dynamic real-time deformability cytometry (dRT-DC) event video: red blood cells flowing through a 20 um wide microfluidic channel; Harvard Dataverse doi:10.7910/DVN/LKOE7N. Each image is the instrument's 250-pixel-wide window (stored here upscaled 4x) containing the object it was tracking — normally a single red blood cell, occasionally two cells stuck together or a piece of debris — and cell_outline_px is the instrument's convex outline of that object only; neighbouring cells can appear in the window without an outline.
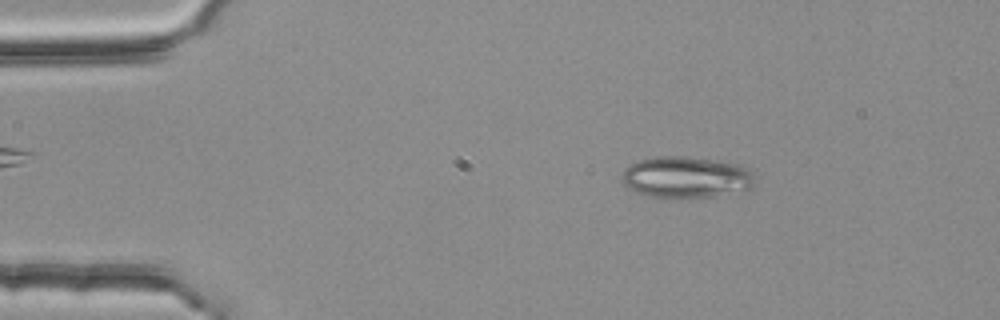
{"species": "common noctule bat (a hibernating species)", "species_latin": "Nyctalus noctula", "temperature_condition": "room temperature", "stored_images_in_passage": 53, "camera_frame_rate_fps": 3000, "um_per_image_px": 0.085, "animal": {"sex": "female", "body_mass_g": 25.1}, "frame": {"image": 1, "passage_image": 8, "time_ms": 2.333, "image_size_px": [1000, 320], "cell_outline_px": [[752, 184], [748, 188], [716, 196], [668, 200], [648, 196], [632, 192], [620, 180], [620, 176], [624, 168], [628, 164], [640, 160], [656, 156], [684, 156], [740, 164], [748, 168], [752, 172]], "centroid_in_image_um": [58.2, 15.09], "position_along_channel_um": 26.8, "area_um2": 32.71}}
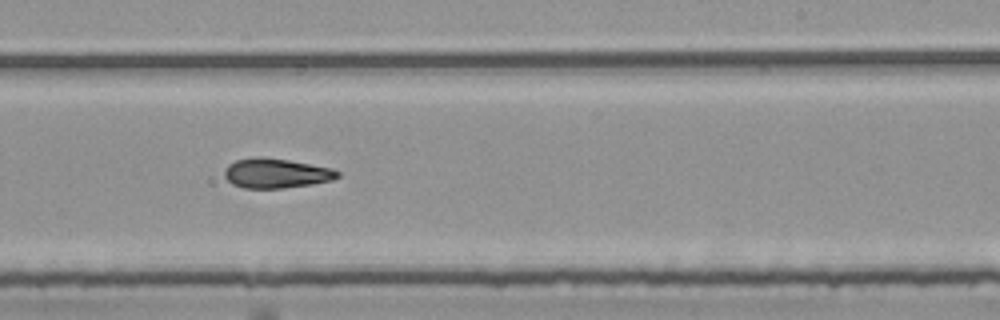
{"frame": {"image": 2, "passage_image": 32, "time_ms": 10.333, "image_size_px": [1000, 320], "cell_outline_px": [[340, 176], [332, 180], [312, 184], [284, 188], [244, 188], [232, 184], [224, 176], [224, 172], [228, 164], [236, 160], [260, 156], [288, 160], [332, 168], [340, 172]], "centroid_in_image_um": [23.47, 14.73], "position_along_channel_um": 265.5, "area_um2": 19.54}}
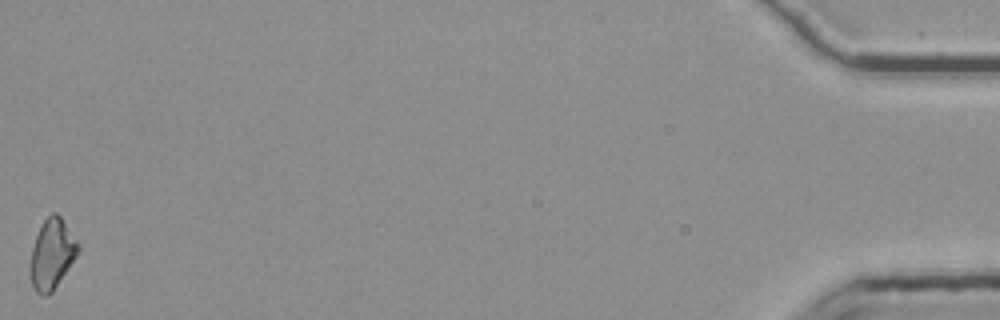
{"frame": {"image": 3, "passage_image": 53, "time_ms": 17.333, "image_size_px": [1000, 320], "cell_outline_px": [[80, 248], [76, 256], [52, 292], [44, 296], [36, 292], [32, 288], [32, 248], [36, 236], [44, 220], [52, 212], [56, 212], [60, 216], [80, 244]], "centroid_in_image_um": [4.44, 21.57], "position_along_channel_um": 430.8, "area_um2": 18.96}, "authors_computed_cell_mechanics": {"area_um2": 19.5364, "velocity_mm_per_s": 3.8056, "shape_relaxation_time_tau1_ms": 7.6181, "shape_relaxation_time_tau2_ms": 3.8903, "deformation_change_tau1": 0.1941, "deformation_change_tau2": 0.1239}}